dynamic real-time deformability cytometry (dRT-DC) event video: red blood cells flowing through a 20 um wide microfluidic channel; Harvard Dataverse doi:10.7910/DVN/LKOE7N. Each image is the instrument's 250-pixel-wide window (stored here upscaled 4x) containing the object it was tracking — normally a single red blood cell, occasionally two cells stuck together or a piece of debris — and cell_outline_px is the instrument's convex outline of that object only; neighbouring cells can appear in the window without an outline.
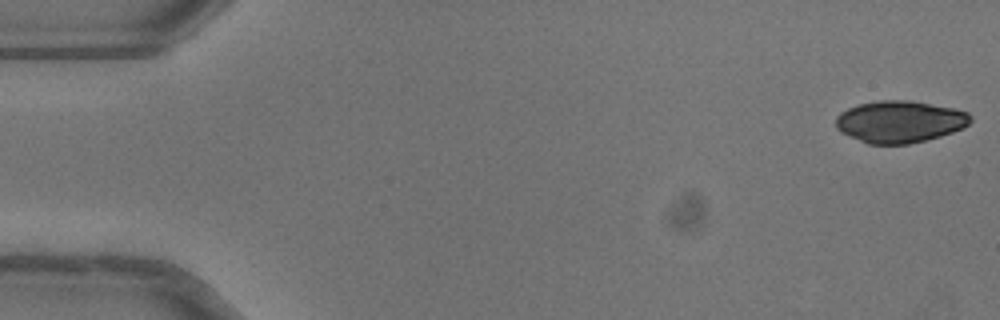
{"species": "common noctule bat (a hibernating species)", "species_latin": "Nyctalus noctula", "temperature_condition": "warm", "stored_images_in_passage": 51, "camera_frame_rate_fps": 3000, "um_per_image_px": 0.085, "animal": {"sex": "female"}, "frame": {"image": 1, "passage_image": 1, "time_ms": 0.0, "image_size_px": [1000, 320], "cell_outline_px": [[972, 120], [964, 128], [940, 136], [908, 144], [868, 144], [840, 132], [836, 128], [836, 116], [840, 112], [848, 108], [860, 104], [880, 100], [908, 100], [956, 108], [968, 112], [972, 116]], "centroid_in_image_um": [76.49, 10.34], "position_along_channel_um": 8.5, "area_um2": 33.0}}
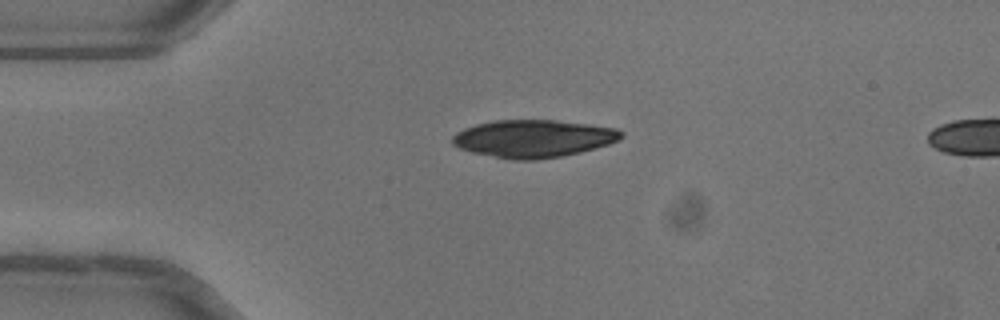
{"frame": {"image": 2, "passage_image": 12, "time_ms": 3.667, "image_size_px": [1000, 320], "cell_outline_px": [[624, 136], [620, 140], [596, 148], [580, 152], [560, 156], [536, 160], [512, 160], [472, 152], [460, 148], [452, 144], [452, 136], [456, 132], [464, 128], [476, 124], [496, 120], [552, 120], [588, 124], [616, 128], [624, 132]], "centroid_in_image_um": [45.34, 11.78], "position_along_channel_um": 39.7, "area_um2": 36.99}}